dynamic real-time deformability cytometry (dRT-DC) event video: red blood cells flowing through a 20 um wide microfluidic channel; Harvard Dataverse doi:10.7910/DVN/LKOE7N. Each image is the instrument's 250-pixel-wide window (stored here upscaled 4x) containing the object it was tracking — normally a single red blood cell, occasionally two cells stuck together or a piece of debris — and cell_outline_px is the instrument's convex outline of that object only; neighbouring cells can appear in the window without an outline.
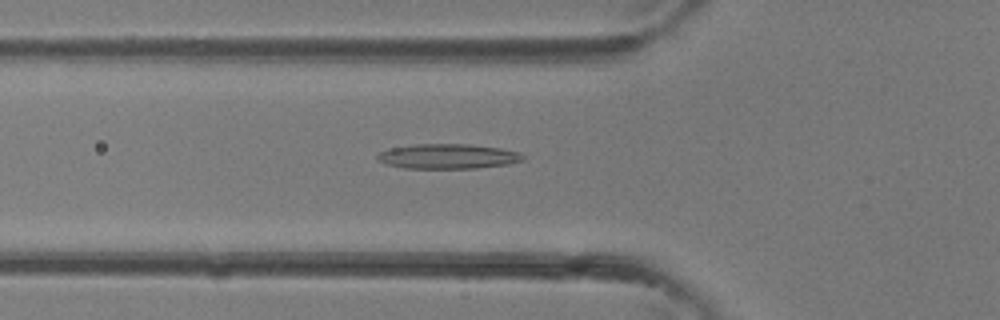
{"species": "common noctule bat (a hibernating species)", "species_latin": "Nyctalus noctula", "temperature_condition": "room temperature", "stored_images_in_passage": 37, "camera_frame_rate_fps": 3000, "um_per_image_px": 0.085, "animal": {"sex": "female"}, "frame": {"image": 1, "passage_image": 13, "time_ms": 4.0, "image_size_px": [1000, 320], "cell_outline_px": [[524, 160], [508, 164], [476, 168], [404, 168], [384, 164], [376, 160], [376, 156], [380, 152], [392, 148], [416, 144], [468, 144], [500, 148], [520, 152], [524, 156]], "centroid_in_image_um": [38.06, 13.29], "position_along_channel_um": 87.7, "area_um2": 21.1}}
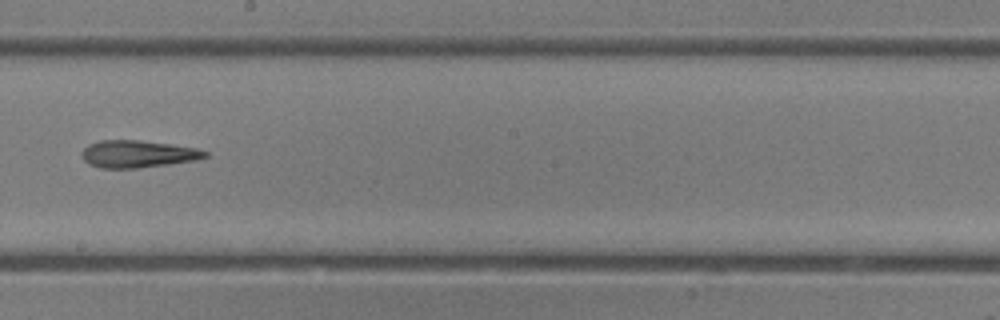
{"frame": {"image": 2, "passage_image": 21, "time_ms": 6.667, "image_size_px": [1000, 320], "cell_outline_px": [[208, 156], [196, 160], [168, 164], [136, 168], [100, 168], [88, 164], [80, 156], [80, 152], [88, 144], [100, 140], [136, 140], [168, 144], [196, 148], [208, 152]], "centroid_in_image_um": [11.65, 13.09], "position_along_channel_um": 236.5, "area_um2": 19.54}}
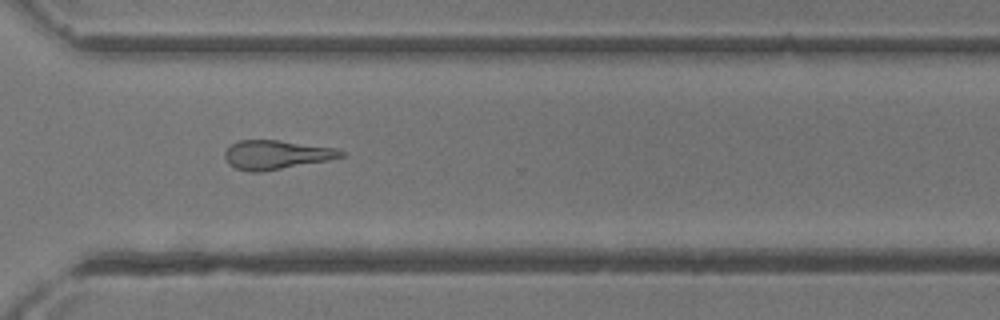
{"frame": {"image": 3, "passage_image": 27, "time_ms": 8.667, "image_size_px": [1000, 320], "cell_outline_px": [[344, 156], [328, 160], [260, 172], [248, 172], [236, 168], [228, 164], [224, 156], [224, 152], [232, 144], [240, 140], [276, 140], [332, 148], [344, 152]], "centroid_in_image_um": [23.41, 13.16], "position_along_channel_um": 347.2, "area_um2": 19.25}}